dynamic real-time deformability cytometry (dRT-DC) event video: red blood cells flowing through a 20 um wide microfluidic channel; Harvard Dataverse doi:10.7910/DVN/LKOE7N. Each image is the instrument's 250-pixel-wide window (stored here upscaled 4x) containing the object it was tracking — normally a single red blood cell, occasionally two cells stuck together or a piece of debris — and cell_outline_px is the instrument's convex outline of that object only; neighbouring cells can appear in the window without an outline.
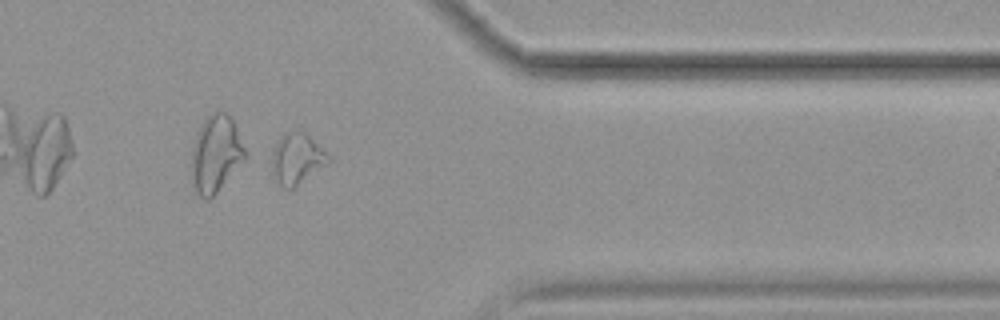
{"species": "common noctule bat (a hibernating species)", "species_latin": "Nyctalus noctula", "temperature_condition": "cold", "stored_images_in_passage": 13, "camera_frame_rate_fps": 3000, "um_per_image_px": 0.085, "animal": {"sex": "female", "body_mass_g": 19.9}, "frame": {"image": 1, "passage_image": 11, "time_ms": 12.667, "image_size_px": [1000, 320], "cell_outline_px": [[332, 160], [328, 164], [292, 188], [284, 188], [272, 176], [272, 152], [280, 136], [284, 132], [300, 128], [332, 156]], "centroid_in_image_um": [25.26, 13.44], "position_along_channel_um": 386.1, "area_um2": 17.05}}